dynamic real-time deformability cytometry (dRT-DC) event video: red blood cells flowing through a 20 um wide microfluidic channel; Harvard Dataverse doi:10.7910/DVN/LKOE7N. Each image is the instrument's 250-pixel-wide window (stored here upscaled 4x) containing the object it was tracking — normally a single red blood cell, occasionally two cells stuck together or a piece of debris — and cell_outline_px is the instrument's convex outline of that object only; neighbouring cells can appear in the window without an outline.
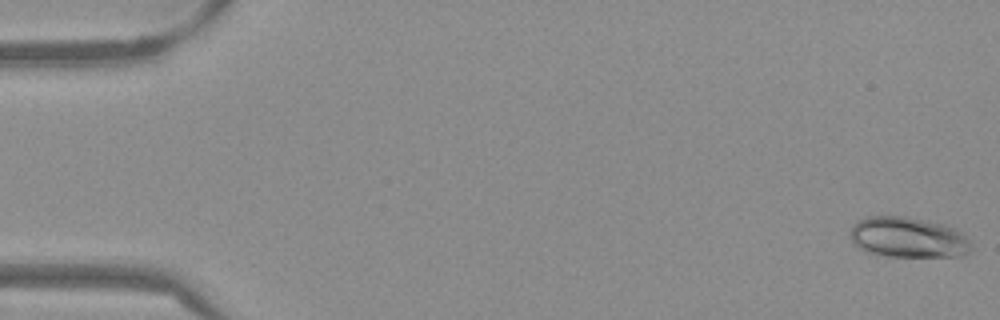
{"species": "Egyptian fruit bat (a non-hibernating species)", "species_latin": "Rousettus aegyptiacus", "temperature_condition": "warm", "stored_images_in_passage": 53, "camera_frame_rate_fps": 3000, "um_per_image_px": 0.085, "frame": {"image": 1, "passage_image": 1, "time_ms": 0.0, "image_size_px": [1000, 320], "cell_outline_px": [[972, 248], [968, 252], [960, 256], [888, 256], [864, 252], [852, 240], [852, 224], [868, 216], [908, 216], [944, 224], [960, 232], [968, 240]], "centroid_in_image_um": [77.18, 20.17], "position_along_channel_um": 7.8, "area_um2": 28.32}}
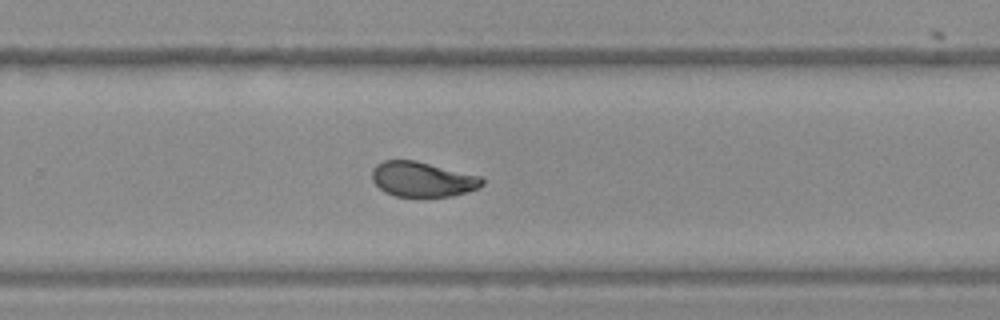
{"frame": {"image": 2, "passage_image": 35, "time_ms": 11.333, "image_size_px": [1000, 320], "cell_outline_px": [[484, 184], [480, 188], [452, 196], [396, 196], [384, 192], [372, 180], [372, 168], [376, 164], [384, 160], [416, 160], [480, 176], [484, 180]], "centroid_in_image_um": [35.91, 15.23], "position_along_channel_um": 293.9, "area_um2": 22.48}}
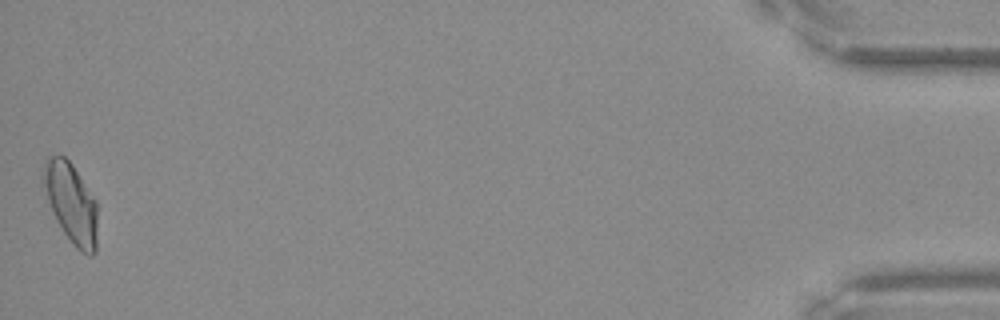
{"frame": {"image": 3, "passage_image": 53, "time_ms": 17.333, "image_size_px": [1000, 320], "cell_outline_px": [[96, 252], [92, 256], [88, 256], [80, 252], [72, 244], [56, 220], [52, 212], [40, 184], [40, 176], [44, 164], [48, 156], [64, 156], [72, 164], [96, 200]], "centroid_in_image_um": [6.0, 17.25], "position_along_channel_um": 429.2, "area_um2": 25.61}, "authors_computed_cell_mechanics": {"area_um2": 23.4668, "velocity_mm_per_s": 3.83, "shape_relaxation_time_tau1_ms": 5.4891, "shape_relaxation_time_tau2_ms": 1.5281, "deformation_change_tau1": 0.168, "deformation_change_tau2": 0.066}}